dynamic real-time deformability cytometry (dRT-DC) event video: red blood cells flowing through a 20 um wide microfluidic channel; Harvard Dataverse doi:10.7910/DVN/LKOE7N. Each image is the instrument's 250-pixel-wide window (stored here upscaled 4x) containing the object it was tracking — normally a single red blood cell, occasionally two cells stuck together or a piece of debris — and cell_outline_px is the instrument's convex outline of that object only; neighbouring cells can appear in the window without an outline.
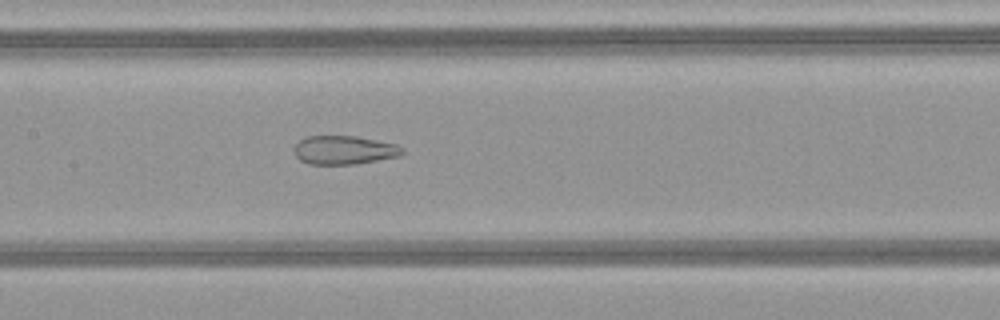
{"species": "common noctule bat (a hibernating species)", "species_latin": "Nyctalus noctula", "temperature_condition": "warm", "stored_images_in_passage": 50, "camera_frame_rate_fps": 3000, "um_per_image_px": 0.085, "animal": {"sex": "female", "body_mass_g": 21.9}, "frame": {"image": 1, "passage_image": 25, "time_ms": 8.0, "image_size_px": [1000, 320], "cell_outline_px": [[404, 152], [400, 156], [356, 164], [308, 164], [300, 160], [296, 156], [292, 148], [304, 136], [356, 136], [396, 144], [404, 148]], "centroid_in_image_um": [29.24, 12.75], "position_along_channel_um": 178.2, "area_um2": 18.21}}
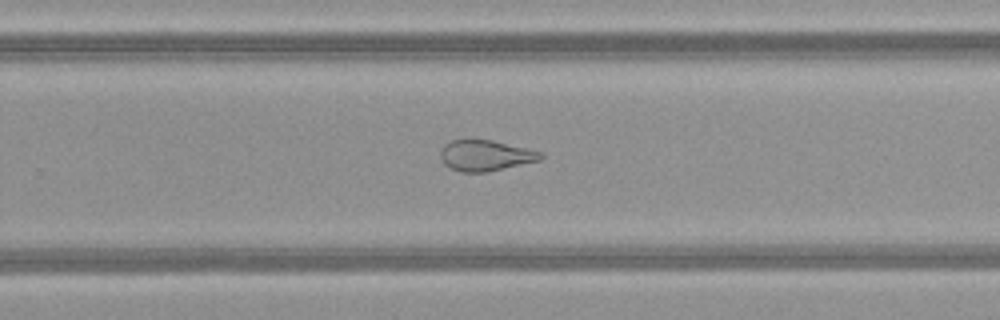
{"frame": {"image": 2, "passage_image": 33, "time_ms": 10.667, "image_size_px": [1000, 320], "cell_outline_px": [[544, 156], [540, 160], [488, 172], [460, 172], [444, 164], [440, 156], [440, 152], [444, 144], [452, 140], [492, 140], [528, 148], [544, 152]], "centroid_in_image_um": [41.29, 13.22], "position_along_channel_um": 288.5, "area_um2": 18.03}}
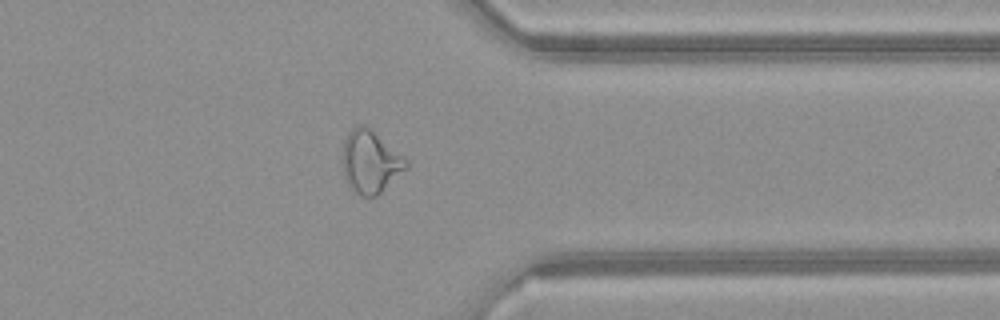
{"frame": {"image": 3, "passage_image": 40, "time_ms": 13.0, "image_size_px": [1000, 320], "cell_outline_px": [[408, 168], [376, 196], [360, 196], [348, 184], [344, 176], [344, 140], [348, 132], [352, 128], [360, 124], [364, 124], [408, 160]], "centroid_in_image_um": [31.49, 13.76], "position_along_channel_um": 379.9, "area_um2": 22.72}, "authors_computed_cell_mechanics": {"area_um2": 25.5476, "velocity_mm_per_s": 4.1582, "shape_relaxation_time_tau1_ms": null, "shape_relaxation_time_tau2_ms": 1.7117, "deformation_change_tau1": null, "deformation_change_tau2": 0.1097}}